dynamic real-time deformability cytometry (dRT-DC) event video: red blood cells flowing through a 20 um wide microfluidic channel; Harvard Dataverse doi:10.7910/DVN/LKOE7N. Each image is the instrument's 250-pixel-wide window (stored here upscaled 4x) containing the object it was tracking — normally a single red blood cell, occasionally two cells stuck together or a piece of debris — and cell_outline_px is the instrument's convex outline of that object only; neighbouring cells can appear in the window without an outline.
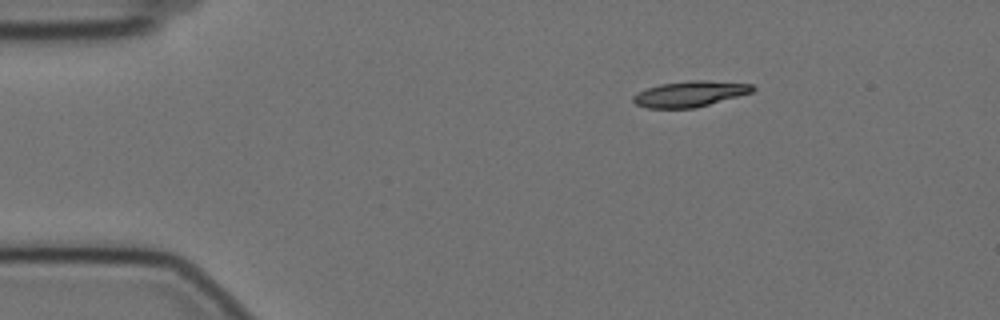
{"species": "Egyptian fruit bat (a non-hibernating species)", "species_latin": "Rousettus aegyptiacus", "temperature_condition": "cold", "stored_images_in_passage": 50, "camera_frame_rate_fps": 3000, "um_per_image_px": 0.085, "animal": {"sex": "female"}, "frame": {"image": 1, "passage_image": 1, "time_ms": 0.0, "image_size_px": [1000, 320], "cell_outline_px": [[756, 88], [752, 92], [696, 108], [648, 108], [636, 104], [632, 100], [632, 96], [648, 88], [660, 84], [688, 80], [704, 80], [752, 84]], "centroid_in_image_um": [58.65, 7.98], "position_along_channel_um": 26.3, "area_um2": 17.8}}
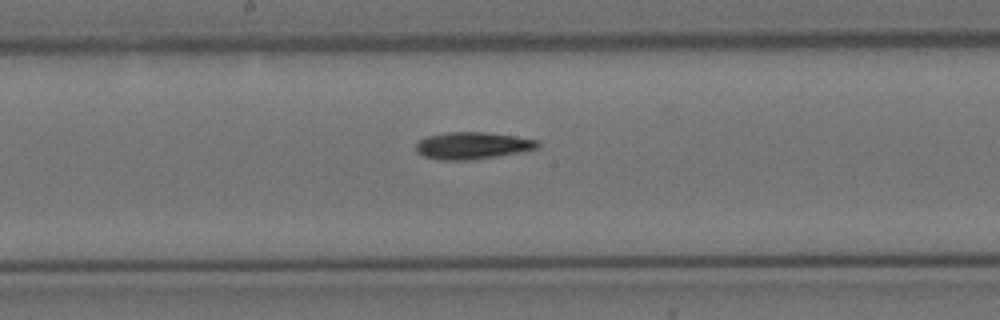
{"frame": {"image": 2, "passage_image": 22, "time_ms": 7.0, "image_size_px": [1000, 320], "cell_outline_px": [[540, 144], [536, 148], [520, 152], [496, 156], [468, 160], [440, 160], [424, 156], [416, 152], [416, 144], [424, 136], [448, 132], [480, 132], [512, 136], [540, 140]], "centroid_in_image_um": [40.12, 12.37], "position_along_channel_um": 208.1, "area_um2": 19.02}}
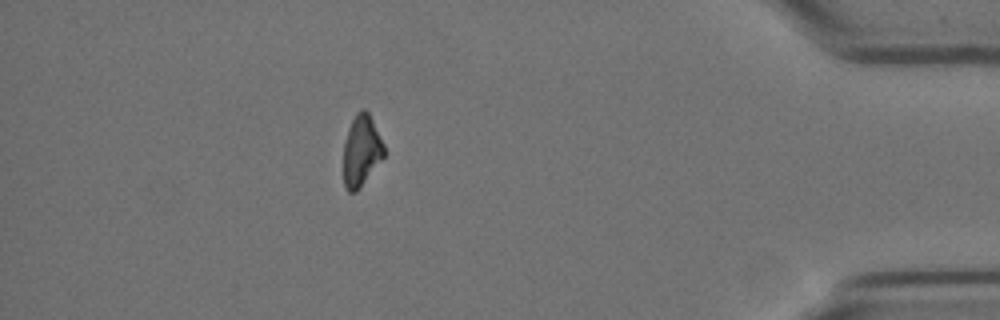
{"frame": {"image": 3, "passage_image": 43, "time_ms": 14.0, "image_size_px": [1000, 320], "cell_outline_px": [[384, 156], [356, 192], [348, 192], [344, 184], [344, 144], [348, 128], [356, 112], [360, 108], [364, 108], [368, 112], [384, 144]], "centroid_in_image_um": [30.71, 12.78], "position_along_channel_um": 404.5, "area_um2": 16.59}, "authors_computed_cell_mechanics": {"area_um2": 18.3804, "velocity_mm_per_s": 3.4882, "shape_relaxation_time_tau1_ms": 6.1608, "shape_relaxation_time_tau2_ms": null, "deformation_change_tau1": 0.1996, "deformation_change_tau2": null}}